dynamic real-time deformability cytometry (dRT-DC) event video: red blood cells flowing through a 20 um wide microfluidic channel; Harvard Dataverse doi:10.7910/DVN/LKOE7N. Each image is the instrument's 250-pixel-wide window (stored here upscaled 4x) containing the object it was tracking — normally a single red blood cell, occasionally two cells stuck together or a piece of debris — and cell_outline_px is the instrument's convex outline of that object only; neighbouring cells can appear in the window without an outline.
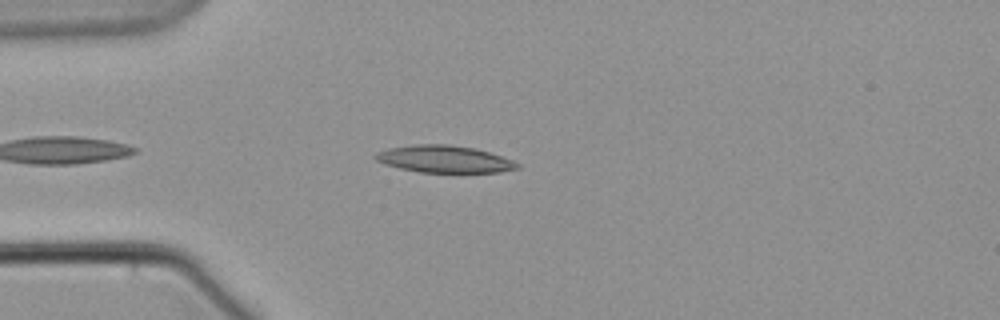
{"species": "common noctule bat (a hibernating species)", "species_latin": "Nyctalus noctula", "temperature_condition": "warm", "stored_images_in_passage": 10, "camera_frame_rate_fps": 3000, "um_per_image_px": 0.085, "animal": {"sex": "male", "body_mass_g": 21.5, "forearm_length_mm": 52.0}, "frame": {"image": 1, "passage_image": 5, "time_ms": 4.667, "image_size_px": [1000, 320], "cell_outline_px": [[520, 168], [500, 172], [420, 172], [400, 168], [384, 164], [376, 160], [372, 156], [376, 152], [388, 148], [412, 144], [448, 144], [476, 148], [512, 160], [520, 164]], "centroid_in_image_um": [37.74, 13.51], "position_along_channel_um": 47.3, "area_um2": 22.48}}
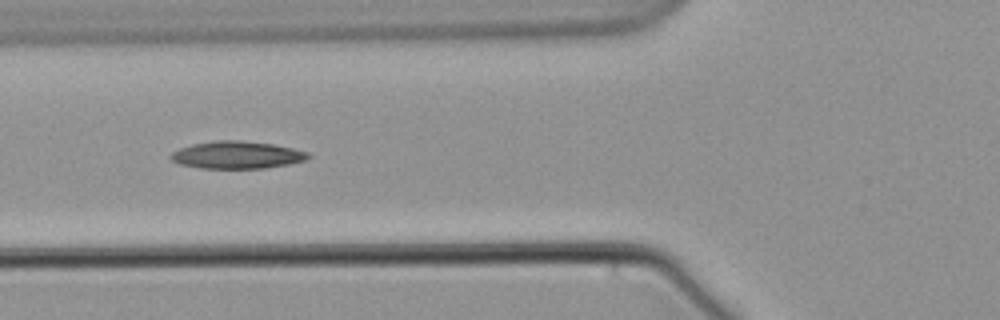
{"frame": {"image": 2, "passage_image": 7, "time_ms": 7.0, "image_size_px": [1000, 320], "cell_outline_px": [[312, 156], [308, 160], [288, 164], [264, 168], [200, 168], [180, 164], [172, 160], [168, 156], [172, 152], [180, 148], [192, 144], [216, 140], [240, 140], [272, 144], [292, 148], [308, 152]], "centroid_in_image_um": [20.15, 13.17], "position_along_channel_um": 105.7, "area_um2": 21.96}}